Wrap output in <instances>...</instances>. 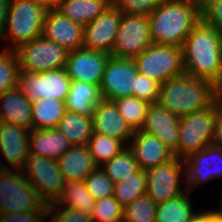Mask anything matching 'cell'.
I'll return each mask as SVG.
<instances>
[{
    "label": "cell",
    "instance_id": "24",
    "mask_svg": "<svg viewBox=\"0 0 222 222\" xmlns=\"http://www.w3.org/2000/svg\"><path fill=\"white\" fill-rule=\"evenodd\" d=\"M57 161L65 181H84L98 168L87 145L71 146Z\"/></svg>",
    "mask_w": 222,
    "mask_h": 222
},
{
    "label": "cell",
    "instance_id": "13",
    "mask_svg": "<svg viewBox=\"0 0 222 222\" xmlns=\"http://www.w3.org/2000/svg\"><path fill=\"white\" fill-rule=\"evenodd\" d=\"M146 173V194L156 204L170 200L186 191L181 187L180 182L181 176L185 175V164L181 158L174 157L164 164L146 170Z\"/></svg>",
    "mask_w": 222,
    "mask_h": 222
},
{
    "label": "cell",
    "instance_id": "39",
    "mask_svg": "<svg viewBox=\"0 0 222 222\" xmlns=\"http://www.w3.org/2000/svg\"><path fill=\"white\" fill-rule=\"evenodd\" d=\"M111 6L128 15L149 16L163 0H110Z\"/></svg>",
    "mask_w": 222,
    "mask_h": 222
},
{
    "label": "cell",
    "instance_id": "3",
    "mask_svg": "<svg viewBox=\"0 0 222 222\" xmlns=\"http://www.w3.org/2000/svg\"><path fill=\"white\" fill-rule=\"evenodd\" d=\"M158 102L177 117L192 114L214 103L213 83L184 72L160 85Z\"/></svg>",
    "mask_w": 222,
    "mask_h": 222
},
{
    "label": "cell",
    "instance_id": "32",
    "mask_svg": "<svg viewBox=\"0 0 222 222\" xmlns=\"http://www.w3.org/2000/svg\"><path fill=\"white\" fill-rule=\"evenodd\" d=\"M100 167L114 184L124 181V178L140 169L134 154L128 146Z\"/></svg>",
    "mask_w": 222,
    "mask_h": 222
},
{
    "label": "cell",
    "instance_id": "4",
    "mask_svg": "<svg viewBox=\"0 0 222 222\" xmlns=\"http://www.w3.org/2000/svg\"><path fill=\"white\" fill-rule=\"evenodd\" d=\"M47 9L33 0H11L6 24L0 40L11 43L3 49L16 50L19 46L42 35Z\"/></svg>",
    "mask_w": 222,
    "mask_h": 222
},
{
    "label": "cell",
    "instance_id": "18",
    "mask_svg": "<svg viewBox=\"0 0 222 222\" xmlns=\"http://www.w3.org/2000/svg\"><path fill=\"white\" fill-rule=\"evenodd\" d=\"M180 117L167 110L159 102L149 104L141 132L158 137L174 151L179 140Z\"/></svg>",
    "mask_w": 222,
    "mask_h": 222
},
{
    "label": "cell",
    "instance_id": "50",
    "mask_svg": "<svg viewBox=\"0 0 222 222\" xmlns=\"http://www.w3.org/2000/svg\"><path fill=\"white\" fill-rule=\"evenodd\" d=\"M187 222H205V212H195Z\"/></svg>",
    "mask_w": 222,
    "mask_h": 222
},
{
    "label": "cell",
    "instance_id": "48",
    "mask_svg": "<svg viewBox=\"0 0 222 222\" xmlns=\"http://www.w3.org/2000/svg\"><path fill=\"white\" fill-rule=\"evenodd\" d=\"M219 0H193V3L197 6L198 11L201 13L210 4Z\"/></svg>",
    "mask_w": 222,
    "mask_h": 222
},
{
    "label": "cell",
    "instance_id": "49",
    "mask_svg": "<svg viewBox=\"0 0 222 222\" xmlns=\"http://www.w3.org/2000/svg\"><path fill=\"white\" fill-rule=\"evenodd\" d=\"M205 222H222V218L217 216L213 211H205Z\"/></svg>",
    "mask_w": 222,
    "mask_h": 222
},
{
    "label": "cell",
    "instance_id": "47",
    "mask_svg": "<svg viewBox=\"0 0 222 222\" xmlns=\"http://www.w3.org/2000/svg\"><path fill=\"white\" fill-rule=\"evenodd\" d=\"M38 4H42L46 9H57L60 0H33Z\"/></svg>",
    "mask_w": 222,
    "mask_h": 222
},
{
    "label": "cell",
    "instance_id": "19",
    "mask_svg": "<svg viewBox=\"0 0 222 222\" xmlns=\"http://www.w3.org/2000/svg\"><path fill=\"white\" fill-rule=\"evenodd\" d=\"M30 129L0 121V155L11 170H22L29 155Z\"/></svg>",
    "mask_w": 222,
    "mask_h": 222
},
{
    "label": "cell",
    "instance_id": "14",
    "mask_svg": "<svg viewBox=\"0 0 222 222\" xmlns=\"http://www.w3.org/2000/svg\"><path fill=\"white\" fill-rule=\"evenodd\" d=\"M122 12L110 6L84 26L83 46L87 50L112 53Z\"/></svg>",
    "mask_w": 222,
    "mask_h": 222
},
{
    "label": "cell",
    "instance_id": "29",
    "mask_svg": "<svg viewBox=\"0 0 222 222\" xmlns=\"http://www.w3.org/2000/svg\"><path fill=\"white\" fill-rule=\"evenodd\" d=\"M84 181H65L58 199L49 206H64L91 214L95 205Z\"/></svg>",
    "mask_w": 222,
    "mask_h": 222
},
{
    "label": "cell",
    "instance_id": "7",
    "mask_svg": "<svg viewBox=\"0 0 222 222\" xmlns=\"http://www.w3.org/2000/svg\"><path fill=\"white\" fill-rule=\"evenodd\" d=\"M133 59L138 73L146 75L160 85L185 72L180 47L152 43Z\"/></svg>",
    "mask_w": 222,
    "mask_h": 222
},
{
    "label": "cell",
    "instance_id": "20",
    "mask_svg": "<svg viewBox=\"0 0 222 222\" xmlns=\"http://www.w3.org/2000/svg\"><path fill=\"white\" fill-rule=\"evenodd\" d=\"M140 169L148 170L164 164L174 158L173 151L169 149L158 137L146 134L140 130L128 143Z\"/></svg>",
    "mask_w": 222,
    "mask_h": 222
},
{
    "label": "cell",
    "instance_id": "6",
    "mask_svg": "<svg viewBox=\"0 0 222 222\" xmlns=\"http://www.w3.org/2000/svg\"><path fill=\"white\" fill-rule=\"evenodd\" d=\"M22 170L5 169L0 175V213L48 210Z\"/></svg>",
    "mask_w": 222,
    "mask_h": 222
},
{
    "label": "cell",
    "instance_id": "44",
    "mask_svg": "<svg viewBox=\"0 0 222 222\" xmlns=\"http://www.w3.org/2000/svg\"><path fill=\"white\" fill-rule=\"evenodd\" d=\"M213 145L222 149V109L217 106Z\"/></svg>",
    "mask_w": 222,
    "mask_h": 222
},
{
    "label": "cell",
    "instance_id": "30",
    "mask_svg": "<svg viewBox=\"0 0 222 222\" xmlns=\"http://www.w3.org/2000/svg\"><path fill=\"white\" fill-rule=\"evenodd\" d=\"M187 193L186 189L176 197L157 204L156 222H187L195 213Z\"/></svg>",
    "mask_w": 222,
    "mask_h": 222
},
{
    "label": "cell",
    "instance_id": "36",
    "mask_svg": "<svg viewBox=\"0 0 222 222\" xmlns=\"http://www.w3.org/2000/svg\"><path fill=\"white\" fill-rule=\"evenodd\" d=\"M20 64L15 50L0 51V95L18 85Z\"/></svg>",
    "mask_w": 222,
    "mask_h": 222
},
{
    "label": "cell",
    "instance_id": "34",
    "mask_svg": "<svg viewBox=\"0 0 222 222\" xmlns=\"http://www.w3.org/2000/svg\"><path fill=\"white\" fill-rule=\"evenodd\" d=\"M87 147L98 167L111 160L126 146L119 140L107 135L93 133Z\"/></svg>",
    "mask_w": 222,
    "mask_h": 222
},
{
    "label": "cell",
    "instance_id": "41",
    "mask_svg": "<svg viewBox=\"0 0 222 222\" xmlns=\"http://www.w3.org/2000/svg\"><path fill=\"white\" fill-rule=\"evenodd\" d=\"M51 222H93L91 214L64 206H49Z\"/></svg>",
    "mask_w": 222,
    "mask_h": 222
},
{
    "label": "cell",
    "instance_id": "53",
    "mask_svg": "<svg viewBox=\"0 0 222 222\" xmlns=\"http://www.w3.org/2000/svg\"><path fill=\"white\" fill-rule=\"evenodd\" d=\"M220 35H221V43H222V31H220Z\"/></svg>",
    "mask_w": 222,
    "mask_h": 222
},
{
    "label": "cell",
    "instance_id": "9",
    "mask_svg": "<svg viewBox=\"0 0 222 222\" xmlns=\"http://www.w3.org/2000/svg\"><path fill=\"white\" fill-rule=\"evenodd\" d=\"M22 172L46 204L50 205L58 199L65 178L57 160L29 154Z\"/></svg>",
    "mask_w": 222,
    "mask_h": 222
},
{
    "label": "cell",
    "instance_id": "52",
    "mask_svg": "<svg viewBox=\"0 0 222 222\" xmlns=\"http://www.w3.org/2000/svg\"><path fill=\"white\" fill-rule=\"evenodd\" d=\"M2 163H0V175H1V173L5 170V169H9L8 167H7V165L5 166V165H1Z\"/></svg>",
    "mask_w": 222,
    "mask_h": 222
},
{
    "label": "cell",
    "instance_id": "12",
    "mask_svg": "<svg viewBox=\"0 0 222 222\" xmlns=\"http://www.w3.org/2000/svg\"><path fill=\"white\" fill-rule=\"evenodd\" d=\"M138 70L133 58L110 56L100 84L103 99L113 101L133 97Z\"/></svg>",
    "mask_w": 222,
    "mask_h": 222
},
{
    "label": "cell",
    "instance_id": "22",
    "mask_svg": "<svg viewBox=\"0 0 222 222\" xmlns=\"http://www.w3.org/2000/svg\"><path fill=\"white\" fill-rule=\"evenodd\" d=\"M0 121L32 130V102L18 85L0 95Z\"/></svg>",
    "mask_w": 222,
    "mask_h": 222
},
{
    "label": "cell",
    "instance_id": "35",
    "mask_svg": "<svg viewBox=\"0 0 222 222\" xmlns=\"http://www.w3.org/2000/svg\"><path fill=\"white\" fill-rule=\"evenodd\" d=\"M157 204L144 194L123 209V222H156Z\"/></svg>",
    "mask_w": 222,
    "mask_h": 222
},
{
    "label": "cell",
    "instance_id": "40",
    "mask_svg": "<svg viewBox=\"0 0 222 222\" xmlns=\"http://www.w3.org/2000/svg\"><path fill=\"white\" fill-rule=\"evenodd\" d=\"M160 84L146 75L138 73L133 89V97L147 101L149 104L158 102Z\"/></svg>",
    "mask_w": 222,
    "mask_h": 222
},
{
    "label": "cell",
    "instance_id": "10",
    "mask_svg": "<svg viewBox=\"0 0 222 222\" xmlns=\"http://www.w3.org/2000/svg\"><path fill=\"white\" fill-rule=\"evenodd\" d=\"M70 84L71 79L65 68L39 73L19 71L18 86L31 102L40 98L65 101Z\"/></svg>",
    "mask_w": 222,
    "mask_h": 222
},
{
    "label": "cell",
    "instance_id": "17",
    "mask_svg": "<svg viewBox=\"0 0 222 222\" xmlns=\"http://www.w3.org/2000/svg\"><path fill=\"white\" fill-rule=\"evenodd\" d=\"M84 26L75 23L57 9H47L42 35L71 52L83 46Z\"/></svg>",
    "mask_w": 222,
    "mask_h": 222
},
{
    "label": "cell",
    "instance_id": "45",
    "mask_svg": "<svg viewBox=\"0 0 222 222\" xmlns=\"http://www.w3.org/2000/svg\"><path fill=\"white\" fill-rule=\"evenodd\" d=\"M213 96L216 105L222 109V70L213 82Z\"/></svg>",
    "mask_w": 222,
    "mask_h": 222
},
{
    "label": "cell",
    "instance_id": "11",
    "mask_svg": "<svg viewBox=\"0 0 222 222\" xmlns=\"http://www.w3.org/2000/svg\"><path fill=\"white\" fill-rule=\"evenodd\" d=\"M152 43L148 16L122 13L111 56L134 58Z\"/></svg>",
    "mask_w": 222,
    "mask_h": 222
},
{
    "label": "cell",
    "instance_id": "8",
    "mask_svg": "<svg viewBox=\"0 0 222 222\" xmlns=\"http://www.w3.org/2000/svg\"><path fill=\"white\" fill-rule=\"evenodd\" d=\"M17 53L20 70L39 73L65 68L69 51L43 35L19 46Z\"/></svg>",
    "mask_w": 222,
    "mask_h": 222
},
{
    "label": "cell",
    "instance_id": "37",
    "mask_svg": "<svg viewBox=\"0 0 222 222\" xmlns=\"http://www.w3.org/2000/svg\"><path fill=\"white\" fill-rule=\"evenodd\" d=\"M123 207L112 195L95 202L91 213L93 222H123Z\"/></svg>",
    "mask_w": 222,
    "mask_h": 222
},
{
    "label": "cell",
    "instance_id": "51",
    "mask_svg": "<svg viewBox=\"0 0 222 222\" xmlns=\"http://www.w3.org/2000/svg\"><path fill=\"white\" fill-rule=\"evenodd\" d=\"M222 193V191H221ZM219 208L218 209H213L211 211H213L217 216L221 217L222 218V194L220 196V201H219Z\"/></svg>",
    "mask_w": 222,
    "mask_h": 222
},
{
    "label": "cell",
    "instance_id": "25",
    "mask_svg": "<svg viewBox=\"0 0 222 222\" xmlns=\"http://www.w3.org/2000/svg\"><path fill=\"white\" fill-rule=\"evenodd\" d=\"M103 100L99 85L80 81H71L69 93L65 99L66 110L92 117L95 106Z\"/></svg>",
    "mask_w": 222,
    "mask_h": 222
},
{
    "label": "cell",
    "instance_id": "43",
    "mask_svg": "<svg viewBox=\"0 0 222 222\" xmlns=\"http://www.w3.org/2000/svg\"><path fill=\"white\" fill-rule=\"evenodd\" d=\"M200 14L204 22L222 31V0L210 4Z\"/></svg>",
    "mask_w": 222,
    "mask_h": 222
},
{
    "label": "cell",
    "instance_id": "23",
    "mask_svg": "<svg viewBox=\"0 0 222 222\" xmlns=\"http://www.w3.org/2000/svg\"><path fill=\"white\" fill-rule=\"evenodd\" d=\"M72 145L58 128L30 130L29 154L58 160Z\"/></svg>",
    "mask_w": 222,
    "mask_h": 222
},
{
    "label": "cell",
    "instance_id": "38",
    "mask_svg": "<svg viewBox=\"0 0 222 222\" xmlns=\"http://www.w3.org/2000/svg\"><path fill=\"white\" fill-rule=\"evenodd\" d=\"M86 189L97 201L103 197L112 196L114 193V183L106 175L101 167L92 171L84 180Z\"/></svg>",
    "mask_w": 222,
    "mask_h": 222
},
{
    "label": "cell",
    "instance_id": "42",
    "mask_svg": "<svg viewBox=\"0 0 222 222\" xmlns=\"http://www.w3.org/2000/svg\"><path fill=\"white\" fill-rule=\"evenodd\" d=\"M48 210H35L23 213H0V222H45Z\"/></svg>",
    "mask_w": 222,
    "mask_h": 222
},
{
    "label": "cell",
    "instance_id": "33",
    "mask_svg": "<svg viewBox=\"0 0 222 222\" xmlns=\"http://www.w3.org/2000/svg\"><path fill=\"white\" fill-rule=\"evenodd\" d=\"M119 114L133 131L142 128L149 103L137 97H125L113 100Z\"/></svg>",
    "mask_w": 222,
    "mask_h": 222
},
{
    "label": "cell",
    "instance_id": "2",
    "mask_svg": "<svg viewBox=\"0 0 222 222\" xmlns=\"http://www.w3.org/2000/svg\"><path fill=\"white\" fill-rule=\"evenodd\" d=\"M148 18L153 43L182 48L201 14L193 0H163Z\"/></svg>",
    "mask_w": 222,
    "mask_h": 222
},
{
    "label": "cell",
    "instance_id": "26",
    "mask_svg": "<svg viewBox=\"0 0 222 222\" xmlns=\"http://www.w3.org/2000/svg\"><path fill=\"white\" fill-rule=\"evenodd\" d=\"M111 6L110 0H60L57 10L82 26Z\"/></svg>",
    "mask_w": 222,
    "mask_h": 222
},
{
    "label": "cell",
    "instance_id": "27",
    "mask_svg": "<svg viewBox=\"0 0 222 222\" xmlns=\"http://www.w3.org/2000/svg\"><path fill=\"white\" fill-rule=\"evenodd\" d=\"M58 130L68 139L72 146L87 145L93 135V119L85 115L66 110L59 121Z\"/></svg>",
    "mask_w": 222,
    "mask_h": 222
},
{
    "label": "cell",
    "instance_id": "1",
    "mask_svg": "<svg viewBox=\"0 0 222 222\" xmlns=\"http://www.w3.org/2000/svg\"><path fill=\"white\" fill-rule=\"evenodd\" d=\"M182 56L185 73L213 83L222 70L220 31L200 19L183 43Z\"/></svg>",
    "mask_w": 222,
    "mask_h": 222
},
{
    "label": "cell",
    "instance_id": "5",
    "mask_svg": "<svg viewBox=\"0 0 222 222\" xmlns=\"http://www.w3.org/2000/svg\"><path fill=\"white\" fill-rule=\"evenodd\" d=\"M217 105L180 117L179 140L174 157L184 159L194 152L213 145Z\"/></svg>",
    "mask_w": 222,
    "mask_h": 222
},
{
    "label": "cell",
    "instance_id": "15",
    "mask_svg": "<svg viewBox=\"0 0 222 222\" xmlns=\"http://www.w3.org/2000/svg\"><path fill=\"white\" fill-rule=\"evenodd\" d=\"M187 190L222 177V149L210 145L183 159Z\"/></svg>",
    "mask_w": 222,
    "mask_h": 222
},
{
    "label": "cell",
    "instance_id": "31",
    "mask_svg": "<svg viewBox=\"0 0 222 222\" xmlns=\"http://www.w3.org/2000/svg\"><path fill=\"white\" fill-rule=\"evenodd\" d=\"M147 191V173L146 170L139 169L131 174L124 181L115 183L113 196L125 208L136 198L146 194Z\"/></svg>",
    "mask_w": 222,
    "mask_h": 222
},
{
    "label": "cell",
    "instance_id": "21",
    "mask_svg": "<svg viewBox=\"0 0 222 222\" xmlns=\"http://www.w3.org/2000/svg\"><path fill=\"white\" fill-rule=\"evenodd\" d=\"M92 119L94 133L119 139L126 146L134 135V131L119 114L113 101L103 99L97 104Z\"/></svg>",
    "mask_w": 222,
    "mask_h": 222
},
{
    "label": "cell",
    "instance_id": "46",
    "mask_svg": "<svg viewBox=\"0 0 222 222\" xmlns=\"http://www.w3.org/2000/svg\"><path fill=\"white\" fill-rule=\"evenodd\" d=\"M11 0H0V37L4 30Z\"/></svg>",
    "mask_w": 222,
    "mask_h": 222
},
{
    "label": "cell",
    "instance_id": "28",
    "mask_svg": "<svg viewBox=\"0 0 222 222\" xmlns=\"http://www.w3.org/2000/svg\"><path fill=\"white\" fill-rule=\"evenodd\" d=\"M65 112V101L40 98L32 102V129L57 128Z\"/></svg>",
    "mask_w": 222,
    "mask_h": 222
},
{
    "label": "cell",
    "instance_id": "16",
    "mask_svg": "<svg viewBox=\"0 0 222 222\" xmlns=\"http://www.w3.org/2000/svg\"><path fill=\"white\" fill-rule=\"evenodd\" d=\"M111 54L80 48L69 52L65 69L71 81L101 84L106 63Z\"/></svg>",
    "mask_w": 222,
    "mask_h": 222
}]
</instances>
